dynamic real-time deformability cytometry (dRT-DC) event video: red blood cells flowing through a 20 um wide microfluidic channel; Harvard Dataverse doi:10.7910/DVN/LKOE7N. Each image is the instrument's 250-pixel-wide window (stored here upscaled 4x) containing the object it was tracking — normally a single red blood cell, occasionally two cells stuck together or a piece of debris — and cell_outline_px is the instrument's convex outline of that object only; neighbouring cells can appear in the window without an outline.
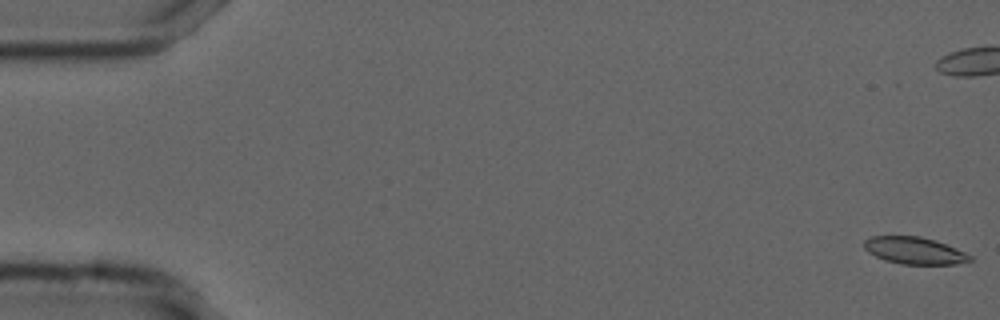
{"species": "common noctule bat (a hibernating species)", "species_latin": "Nyctalus noctula", "temperature_condition": "cold", "stored_images_in_passage": 13, "camera_frame_rate_fps": 3000, "um_per_image_px": 0.085, "animal": {"sex": "male", "forearm_length_mm": 52.5}, "frame": {"image": 1, "passage_image": 1, "time_ms": 0.0, "image_size_px": [1000, 320], "cell_outline_px": [[972, 260], [956, 264], [900, 264], [884, 260], [868, 252], [864, 248], [864, 240], [872, 236], [920, 236], [956, 248], [972, 256]], "centroid_in_image_um": [77.7, 21.3], "position_along_channel_um": 7.3, "area_um2": 16.53}}